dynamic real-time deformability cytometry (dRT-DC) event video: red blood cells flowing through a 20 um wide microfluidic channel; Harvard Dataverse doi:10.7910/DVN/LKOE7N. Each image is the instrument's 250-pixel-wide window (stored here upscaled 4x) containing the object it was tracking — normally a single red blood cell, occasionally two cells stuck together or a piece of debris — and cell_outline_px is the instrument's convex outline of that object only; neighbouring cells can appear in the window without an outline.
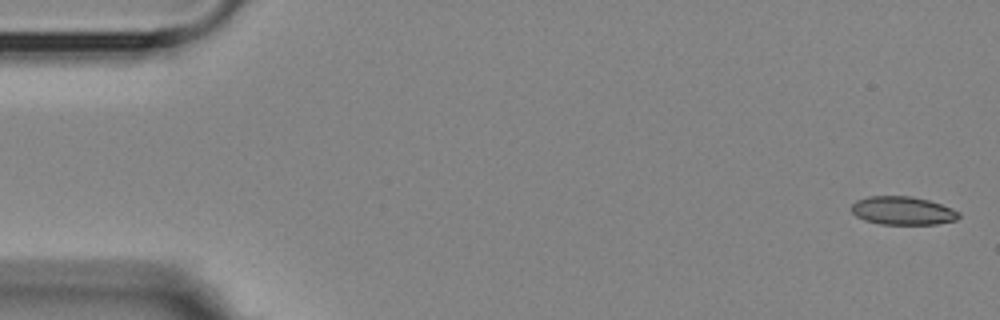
{"species": "Egyptian fruit bat (a non-hibernating species)", "species_latin": "Rousettus aegyptiacus", "temperature_condition": "room temperature", "stored_images_in_passage": 5, "camera_frame_rate_fps": 3000, "um_per_image_px": 0.085, "animal": {"sex": "female"}, "frame": {"image": 1, "passage_image": 1, "time_ms": 0.0, "image_size_px": [1000, 320], "cell_outline_px": [[960, 216], [956, 220], [936, 224], [880, 224], [864, 220], [856, 216], [852, 212], [852, 204], [856, 200], [868, 196], [912, 196], [928, 200], [952, 208], [960, 212]], "centroid_in_image_um": [76.73, 17.9], "position_along_channel_um": 8.3, "area_um2": 17.74}}
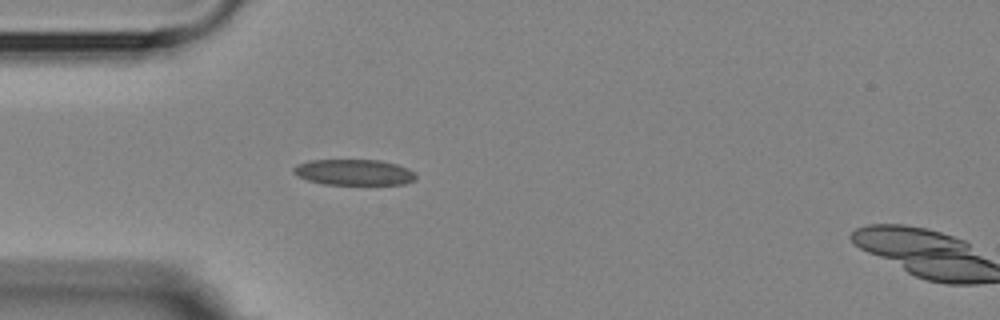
{"frame": {"image": 2, "passage_image": 4, "time_ms": 4.667, "image_size_px": [1000, 320], "cell_outline_px": [[416, 180], [404, 184], [324, 184], [308, 180], [292, 172], [292, 168], [296, 164], [308, 160], [380, 160], [396, 164], [408, 168], [416, 172]], "centroid_in_image_um": [30.1, 14.63], "position_along_channel_um": 54.9, "area_um2": 18.5}}